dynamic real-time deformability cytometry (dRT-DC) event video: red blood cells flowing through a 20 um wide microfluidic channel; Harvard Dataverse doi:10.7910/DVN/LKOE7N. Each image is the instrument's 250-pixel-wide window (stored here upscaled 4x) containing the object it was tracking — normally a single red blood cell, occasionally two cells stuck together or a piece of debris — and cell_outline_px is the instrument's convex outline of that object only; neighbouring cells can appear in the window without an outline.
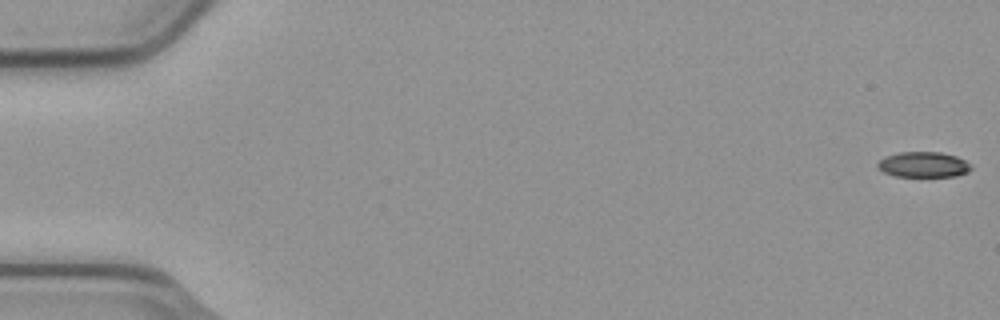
{"species": "common noctule bat (a hibernating species)", "species_latin": "Nyctalus noctula", "temperature_condition": "cold", "stored_images_in_passage": 11, "camera_frame_rate_fps": 3000, "um_per_image_px": 0.085, "animal": {"sex": "male", "body_mass_g": 23.1, "forearm_length_mm": 52.7}, "frame": {"image": 1, "passage_image": 1, "time_ms": 0.0, "image_size_px": [1000, 320], "cell_outline_px": [[972, 168], [968, 172], [956, 176], [896, 176], [884, 172], [876, 168], [876, 164], [880, 160], [888, 156], [900, 152], [940, 152], [956, 156], [964, 160]], "centroid_in_image_um": [78.48, 13.99], "position_along_channel_um": 6.5, "area_um2": 13.7}}